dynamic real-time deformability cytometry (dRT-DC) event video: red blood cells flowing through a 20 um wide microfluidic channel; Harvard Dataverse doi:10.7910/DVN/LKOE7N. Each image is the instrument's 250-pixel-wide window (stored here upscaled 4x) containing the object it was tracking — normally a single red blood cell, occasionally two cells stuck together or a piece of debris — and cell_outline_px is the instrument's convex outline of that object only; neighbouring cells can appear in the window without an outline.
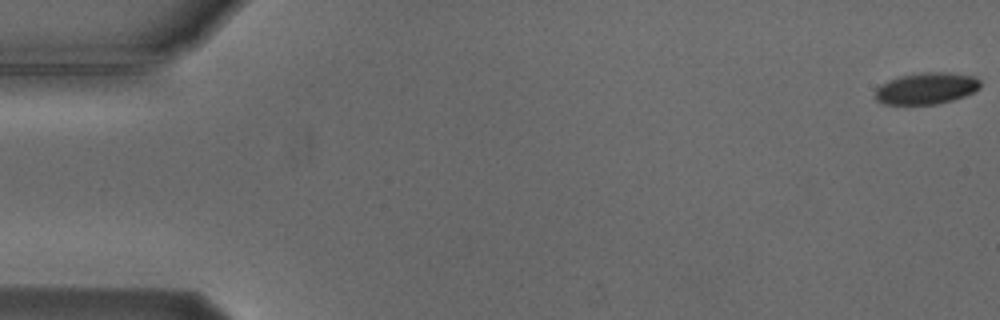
{"species": "Egyptian fruit bat (a non-hibernating species)", "species_latin": "Rousettus aegyptiacus", "temperature_condition": "cold", "stored_images_in_passage": 7, "camera_frame_rate_fps": 3000, "um_per_image_px": 0.085, "animal": {"sex": "male"}, "frame": {"image": 1, "passage_image": 1, "time_ms": 0.0, "image_size_px": [1000, 320], "cell_outline_px": [[980, 88], [964, 96], [952, 100], [936, 104], [884, 104], [876, 100], [872, 96], [876, 88], [880, 84], [888, 80], [900, 76], [920, 72], [948, 72], [976, 76], [980, 80]], "centroid_in_image_um": [78.7, 7.5], "position_along_channel_um": 6.3, "area_um2": 19.59}}
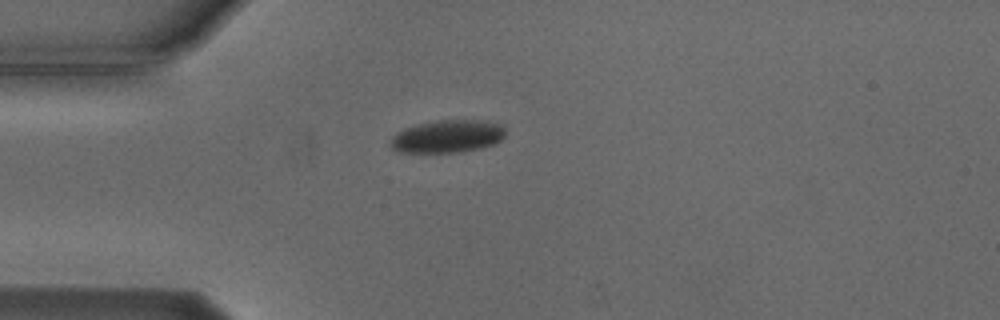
{"frame": {"image": 2, "passage_image": 5, "time_ms": 4.667, "image_size_px": [1000, 320], "cell_outline_px": [[504, 136], [500, 140], [492, 144], [480, 148], [460, 152], [400, 152], [392, 148], [388, 144], [392, 136], [396, 132], [404, 128], [416, 124], [436, 120], [488, 120], [500, 124], [504, 128]], "centroid_in_image_um": [38.0, 11.58], "position_along_channel_um": 47.0, "area_um2": 22.02}}
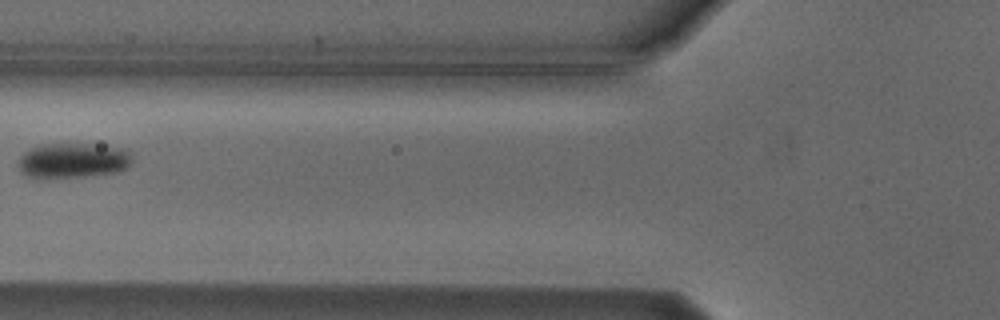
{"frame": {"image": 3, "passage_image": 7, "time_ms": 7.0, "image_size_px": [1000, 320], "cell_outline_px": [[132, 160], [124, 168], [116, 172], [84, 176], [28, 176], [20, 172], [16, 164], [20, 156], [24, 152], [40, 144], [92, 144], [128, 148]], "centroid_in_image_um": [6.19, 13.6], "position_along_channel_um": 119.6, "area_um2": 22.95}}